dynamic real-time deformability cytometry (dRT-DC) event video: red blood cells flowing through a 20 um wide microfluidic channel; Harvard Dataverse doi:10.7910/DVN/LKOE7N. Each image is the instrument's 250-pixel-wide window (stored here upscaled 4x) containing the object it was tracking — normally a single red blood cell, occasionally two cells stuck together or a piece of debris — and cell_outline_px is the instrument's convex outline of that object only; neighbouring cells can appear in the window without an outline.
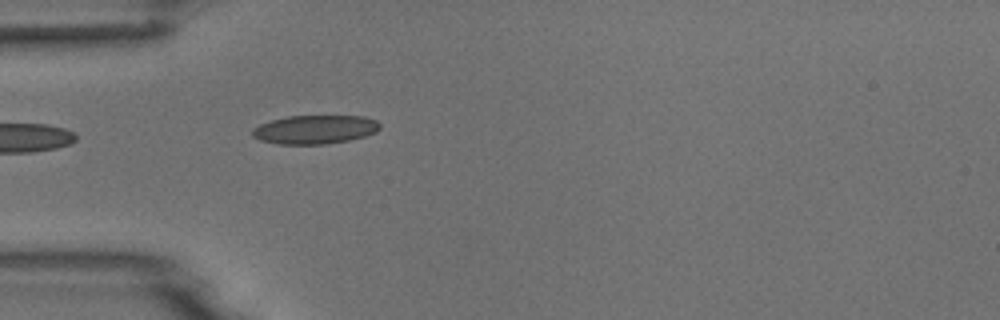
{"species": "common noctule bat (a hibernating species)", "species_latin": "Nyctalus noctula", "temperature_condition": "room temperature", "stored_images_in_passage": 4, "camera_frame_rate_fps": 3000, "um_per_image_px": 0.085, "animal": {"sex": "male", "body_mass_g": 18.8}, "frame": {"image": 1, "passage_image": 4, "time_ms": 4.333, "image_size_px": [1000, 320], "cell_outline_px": [[380, 128], [376, 132], [364, 136], [348, 140], [324, 144], [280, 144], [260, 140], [252, 136], [252, 128], [260, 124], [272, 120], [288, 116], [364, 116], [376, 120], [380, 124]], "centroid_in_image_um": [26.76, 11.0], "position_along_channel_um": 58.2, "area_um2": 21.27}}